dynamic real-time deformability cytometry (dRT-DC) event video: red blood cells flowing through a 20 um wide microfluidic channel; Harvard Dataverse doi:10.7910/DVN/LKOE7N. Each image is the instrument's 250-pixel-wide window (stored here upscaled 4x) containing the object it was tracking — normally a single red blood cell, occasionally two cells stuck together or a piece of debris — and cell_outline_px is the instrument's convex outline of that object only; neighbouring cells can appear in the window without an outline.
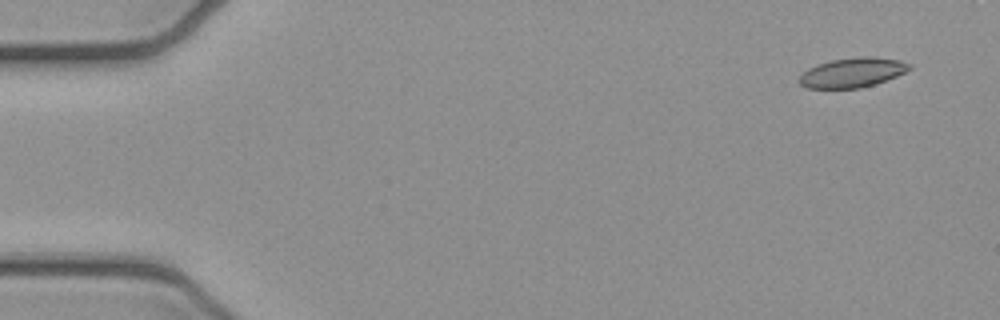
{"species": "common noctule bat (a hibernating species)", "species_latin": "Nyctalus noctula", "temperature_condition": "cold", "stored_images_in_passage": 6, "camera_frame_rate_fps": 3000, "um_per_image_px": 0.085, "animal": {"sex": "female", "body_mass_g": 21.9}, "frame": {"image": 1, "passage_image": 1, "time_ms": 0.0, "image_size_px": [1000, 320], "cell_outline_px": [[912, 68], [896, 76], [860, 88], [808, 88], [800, 84], [796, 80], [808, 68], [816, 64], [832, 60], [860, 56], [872, 56], [900, 60], [912, 64]], "centroid_in_image_um": [72.44, 6.15], "position_along_channel_um": 12.6, "area_um2": 18.96}}
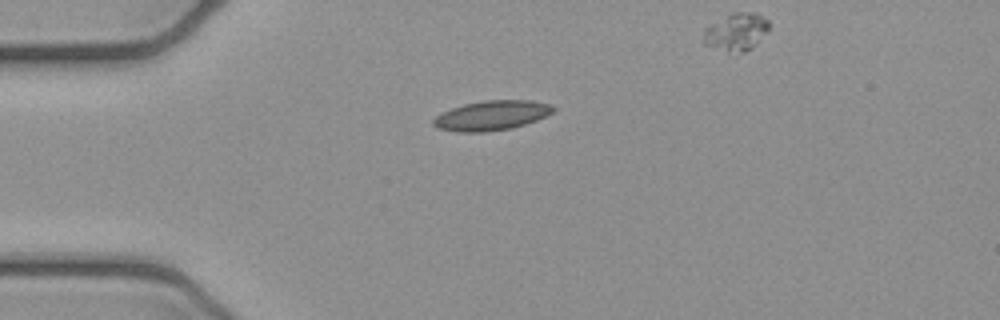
{"frame": {"image": 2, "passage_image": 4, "time_ms": 1.0, "image_size_px": [1000, 320], "cell_outline_px": [[556, 108], [552, 112], [536, 120], [512, 128], [484, 132], [460, 132], [440, 128], [432, 124], [432, 120], [436, 116], [452, 108], [464, 104], [484, 100], [532, 100], [552, 104]], "centroid_in_image_um": [41.81, 9.8], "position_along_channel_um": 43.2, "area_um2": 20.58}}